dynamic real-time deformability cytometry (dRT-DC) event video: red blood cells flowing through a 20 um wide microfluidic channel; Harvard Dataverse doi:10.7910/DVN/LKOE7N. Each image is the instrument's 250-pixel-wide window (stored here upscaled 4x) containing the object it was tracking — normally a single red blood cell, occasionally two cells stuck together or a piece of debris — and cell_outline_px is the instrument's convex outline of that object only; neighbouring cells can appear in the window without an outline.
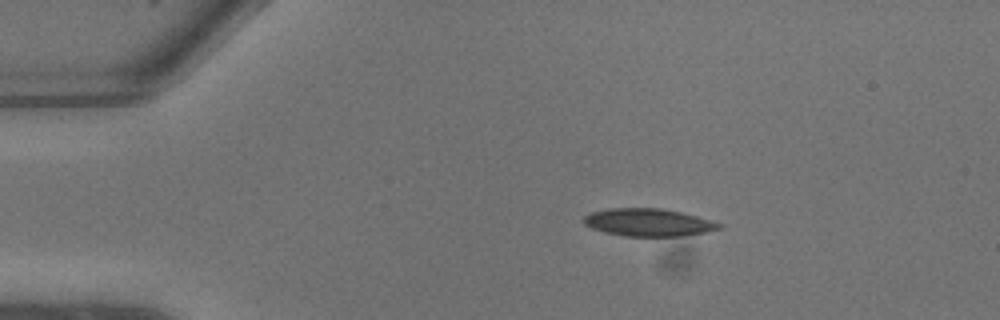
{"species": "common noctule bat (a hibernating species)", "species_latin": "Nyctalus noctula", "temperature_condition": "warm", "stored_images_in_passage": 5, "camera_frame_rate_fps": 3000, "um_per_image_px": 0.085, "animal": {"sex": "male", "body_mass_g": 13.3}, "frame": {"image": 1, "passage_image": 1, "time_ms": 0.0, "image_size_px": [1000, 320], "cell_outline_px": [[724, 228], [704, 232], [680, 236], [624, 236], [604, 232], [592, 228], [584, 224], [580, 220], [584, 216], [592, 212], [608, 208], [660, 208], [680, 212], [696, 216], [724, 224]], "centroid_in_image_um": [55.09, 18.9], "position_along_channel_um": 29.9, "area_um2": 21.85}}
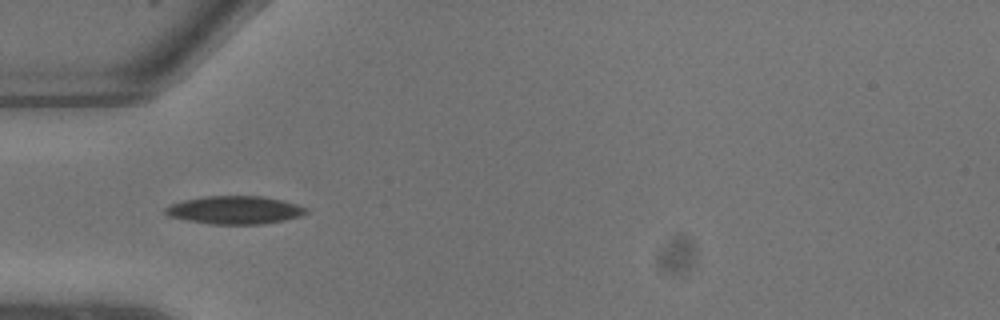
{"frame": {"image": 2, "passage_image": 4, "time_ms": 1.0, "image_size_px": [1000, 320], "cell_outline_px": [[308, 212], [300, 216], [284, 220], [260, 224], [212, 224], [188, 220], [168, 216], [164, 212], [164, 208], [172, 204], [184, 200], [204, 196], [264, 196], [284, 200], [308, 208]], "centroid_in_image_um": [19.98, 17.84], "position_along_channel_um": 65.0, "area_um2": 22.95}}